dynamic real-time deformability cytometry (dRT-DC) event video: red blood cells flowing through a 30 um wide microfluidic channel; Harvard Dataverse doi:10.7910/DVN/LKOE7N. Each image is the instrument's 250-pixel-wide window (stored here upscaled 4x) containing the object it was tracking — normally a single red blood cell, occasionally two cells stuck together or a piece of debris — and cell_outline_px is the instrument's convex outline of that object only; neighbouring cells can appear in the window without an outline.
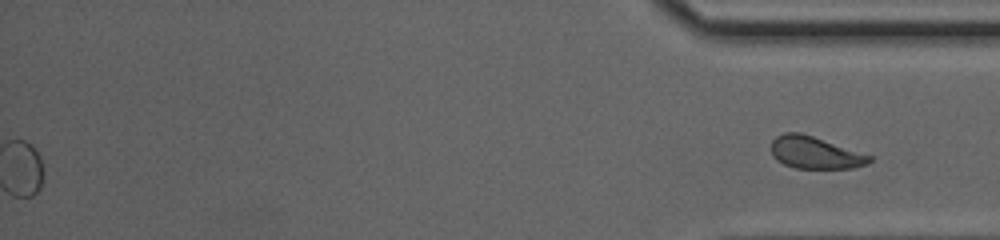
{"species": "common noctule bat (a hibernating species)", "species_latin": "Nyctalus noctula", "temperature_condition": "cold", "stored_images_in_passage": 41, "segment_of_instrument_passage": [2, 2], "camera_frame_rate_fps": 3000, "um_per_image_px": 0.085, "animal": {"sex": "female", "body_mass_g": 20.0, "forearm_length_mm": 54.0}, "frame": {"image": 1, "passage_image": 41, "time_ms": 13.333, "image_size_px": [1000, 240], "cell_outline_px": [[872, 160], [864, 164], [852, 168], [796, 168], [784, 164], [776, 160], [772, 156], [768, 148], [772, 140], [776, 136], [784, 132], [800, 132], [872, 156]], "centroid_in_image_um": [69.18, 12.97], "position_along_channel_um": 366.0, "area_um2": 18.38}}